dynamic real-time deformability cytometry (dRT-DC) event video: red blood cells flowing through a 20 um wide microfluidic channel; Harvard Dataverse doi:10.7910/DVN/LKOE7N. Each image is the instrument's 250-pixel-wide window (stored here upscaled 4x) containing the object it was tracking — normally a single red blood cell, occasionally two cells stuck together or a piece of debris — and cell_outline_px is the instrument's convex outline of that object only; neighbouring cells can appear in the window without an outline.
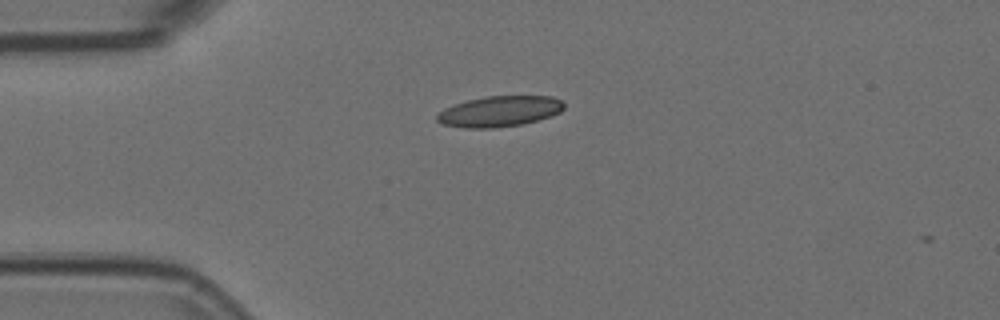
{"species": "Egyptian fruit bat (a non-hibernating species)", "species_latin": "Rousettus aegyptiacus", "temperature_condition": "room temperature", "stored_images_in_passage": 4, "camera_frame_rate_fps": 3000, "um_per_image_px": 0.085, "animal": {"sex": "female"}, "frame": {"image": 1, "passage_image": 2, "time_ms": 0.333, "image_size_px": [1000, 320], "cell_outline_px": [[564, 108], [560, 112], [552, 116], [524, 124], [492, 128], [464, 128], [440, 124], [436, 120], [436, 116], [444, 108], [468, 100], [488, 96], [552, 96], [564, 100]], "centroid_in_image_um": [42.49, 9.47], "position_along_channel_um": 42.5, "area_um2": 22.89}}